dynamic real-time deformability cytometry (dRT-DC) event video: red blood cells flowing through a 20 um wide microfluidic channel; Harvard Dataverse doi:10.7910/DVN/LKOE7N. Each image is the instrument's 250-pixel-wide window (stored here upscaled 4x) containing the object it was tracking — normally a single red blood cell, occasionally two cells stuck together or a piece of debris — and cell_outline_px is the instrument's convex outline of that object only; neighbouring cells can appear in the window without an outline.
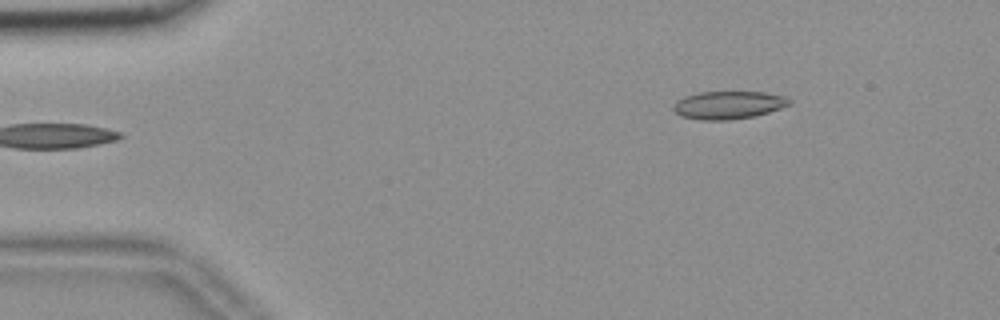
{"species": "common noctule bat (a hibernating species)", "species_latin": "Nyctalus noctula", "temperature_condition": "room temperature", "stored_images_in_passage": 49, "camera_frame_rate_fps": 3000, "um_per_image_px": 0.085, "animal": {"sex": "female", "body_mass_g": 18.4}, "frame": {"image": 1, "passage_image": 1, "time_ms": 0.0, "image_size_px": [1000, 320], "cell_outline_px": [[792, 104], [756, 116], [728, 120], [700, 120], [680, 116], [672, 108], [676, 100], [684, 96], [700, 92], [764, 92], [784, 96], [792, 100]], "centroid_in_image_um": [61.91, 8.93], "position_along_channel_um": 23.1, "area_um2": 18.96}}
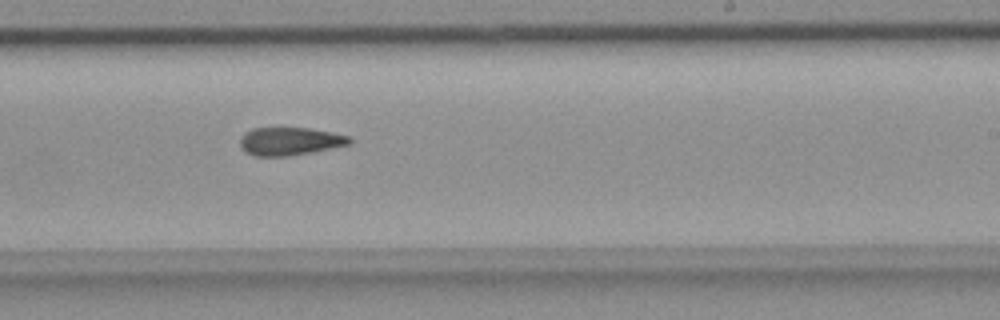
{"frame": {"image": 2, "passage_image": 27, "time_ms": 8.667, "image_size_px": [1000, 320], "cell_outline_px": [[352, 140], [348, 144], [308, 152], [284, 156], [256, 156], [240, 148], [240, 136], [244, 132], [252, 128], [308, 128], [332, 132], [352, 136]], "centroid_in_image_um": [24.6, 11.99], "position_along_channel_um": 264.4, "area_um2": 17.63}}
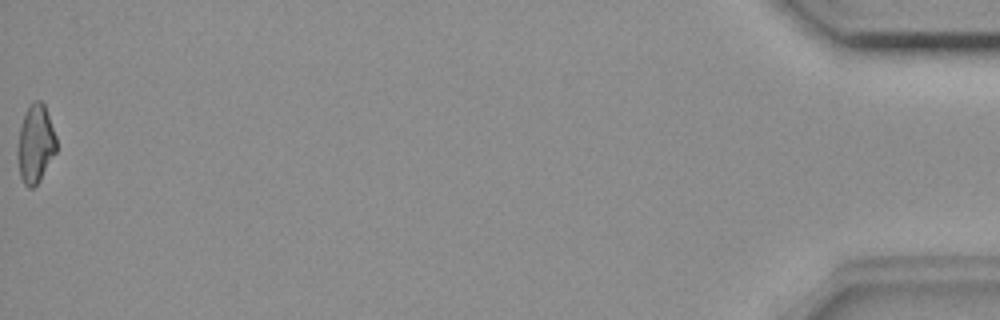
{"frame": {"image": 3, "passage_image": 49, "time_ms": 16.0, "image_size_px": [1000, 320], "cell_outline_px": [[56, 152], [40, 180], [32, 188], [28, 188], [24, 184], [20, 176], [16, 152], [16, 148], [20, 128], [24, 116], [28, 108], [36, 100], [40, 100], [44, 104], [56, 136]], "centroid_in_image_um": [3.0, 12.27], "position_along_channel_um": 432.2, "area_um2": 17.57}, "authors_computed_cell_mechanics": {"area_um2": 18.3226, "velocity_mm_per_s": 3.6571, "shape_relaxation_time_tau1_ms": null, "shape_relaxation_time_tau2_ms": 10.2765, "deformation_change_tau1": null, "deformation_change_tau2": 0.2116}}